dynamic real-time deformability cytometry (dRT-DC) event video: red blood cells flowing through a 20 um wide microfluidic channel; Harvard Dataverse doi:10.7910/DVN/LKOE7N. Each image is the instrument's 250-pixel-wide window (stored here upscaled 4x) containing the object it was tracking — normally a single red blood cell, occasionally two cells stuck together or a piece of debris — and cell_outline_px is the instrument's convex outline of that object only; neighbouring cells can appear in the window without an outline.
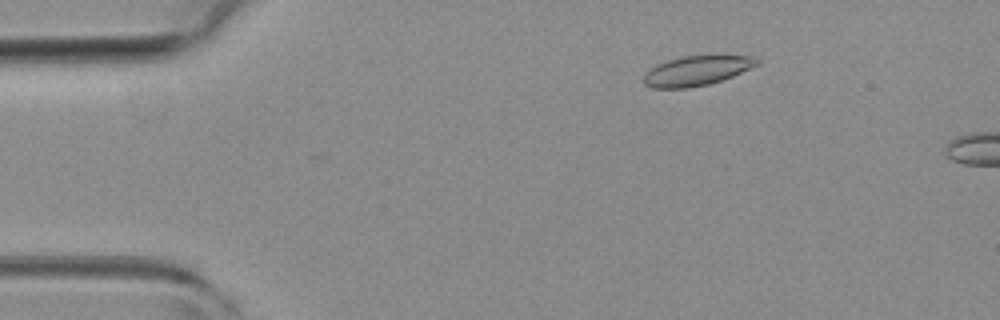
{"species": "common noctule bat (a hibernating species)", "species_latin": "Nyctalus noctula", "temperature_condition": "room temperature", "stored_images_in_passage": 11, "camera_frame_rate_fps": 3000, "um_per_image_px": 0.085, "animal": {"sex": "female", "body_mass_g": 19.3, "forearm_length_mm": 54.1}, "frame": {"image": 1, "passage_image": 8, "time_ms": 2.333, "image_size_px": [1000, 320], "cell_outline_px": [[760, 64], [732, 76], [708, 84], [688, 88], [652, 88], [644, 84], [644, 76], [656, 64], [680, 56], [708, 52], [752, 56], [760, 60]], "centroid_in_image_um": [59.29, 5.94], "position_along_channel_um": 25.7, "area_um2": 20.4}}